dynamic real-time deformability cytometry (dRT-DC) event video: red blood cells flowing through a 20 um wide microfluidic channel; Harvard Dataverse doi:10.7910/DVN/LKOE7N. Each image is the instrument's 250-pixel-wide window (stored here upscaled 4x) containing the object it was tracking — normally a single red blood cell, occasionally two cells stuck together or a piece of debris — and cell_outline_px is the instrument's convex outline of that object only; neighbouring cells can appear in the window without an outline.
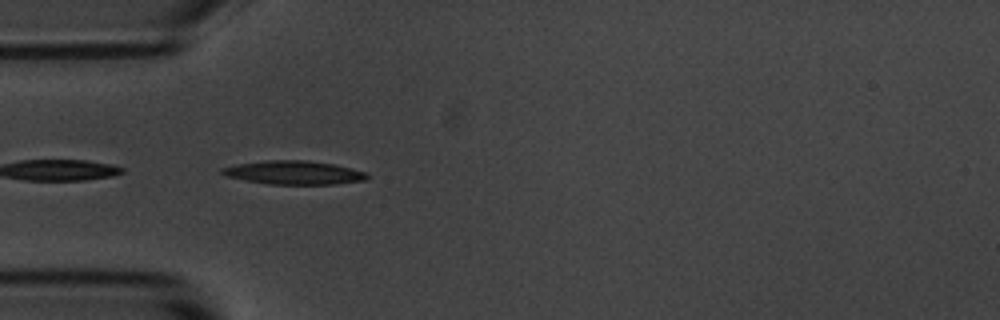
{"species": "common noctule bat (a hibernating species)", "species_latin": "Nyctalus noctula", "temperature_condition": "room temperature", "stored_images_in_passage": 4, "camera_frame_rate_fps": 3000, "um_per_image_px": 0.085, "animal": {"sex": "male", "body_mass_g": 20.1, "forearm_length_mm": 53.5}, "frame": {"image": 1, "passage_image": 3, "time_ms": 0.667, "image_size_px": [1000, 320], "cell_outline_px": [[368, 180], [336, 184], [268, 184], [228, 176], [220, 172], [220, 168], [236, 164], [264, 160], [308, 160], [332, 164], [352, 168], [364, 172], [368, 176]], "centroid_in_image_um": [24.99, 14.66], "position_along_channel_um": 60.0, "area_um2": 19.88}}